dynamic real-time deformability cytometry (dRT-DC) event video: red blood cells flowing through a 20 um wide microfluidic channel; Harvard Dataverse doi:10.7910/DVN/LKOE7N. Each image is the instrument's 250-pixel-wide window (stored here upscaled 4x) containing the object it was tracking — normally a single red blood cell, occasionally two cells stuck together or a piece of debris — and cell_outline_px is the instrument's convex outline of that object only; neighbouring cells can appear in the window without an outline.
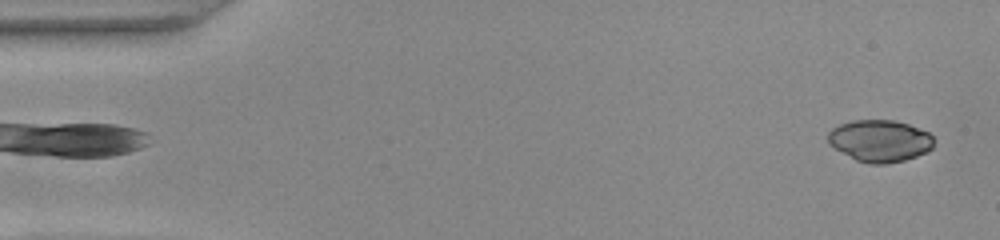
{"species": "common noctule bat (a hibernating species)", "species_latin": "Nyctalus noctula", "temperature_condition": "warm", "stored_images_in_passage": 52, "camera_frame_rate_fps": 3000, "um_per_image_px": 0.085, "animal": {"sex": "female", "body_mass_g": 22.0, "forearm_length_mm": 56.7}, "frame": {"image": 1, "passage_image": 2, "time_ms": 0.333, "image_size_px": [1000, 240], "cell_outline_px": [[932, 148], [916, 156], [904, 160], [888, 164], [868, 164], [856, 160], [836, 148], [828, 140], [828, 132], [832, 128], [840, 124], [852, 120], [892, 120], [908, 124], [928, 132], [932, 136]], "centroid_in_image_um": [74.78, 11.97], "position_along_channel_um": 10.2, "area_um2": 25.55}}
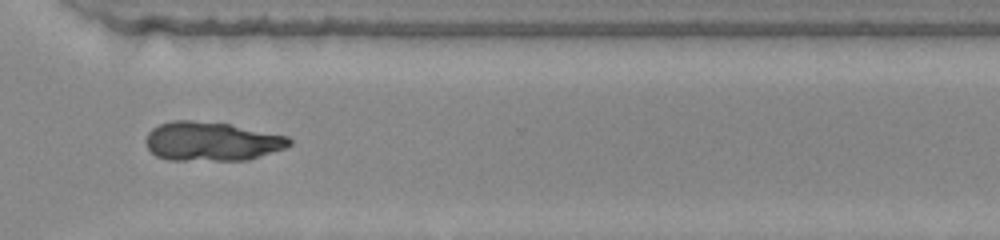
{"frame": {"image": 2, "passage_image": 38, "time_ms": 12.333, "image_size_px": [1000, 240], "cell_outline_px": [[292, 144], [284, 148], [248, 160], [168, 160], [156, 156], [148, 148], [144, 140], [148, 132], [152, 128], [160, 124], [172, 120], [192, 120], [228, 124], [288, 136], [292, 140]], "centroid_in_image_um": [17.96, 12.02], "position_along_channel_um": 352.6, "area_um2": 32.66}}
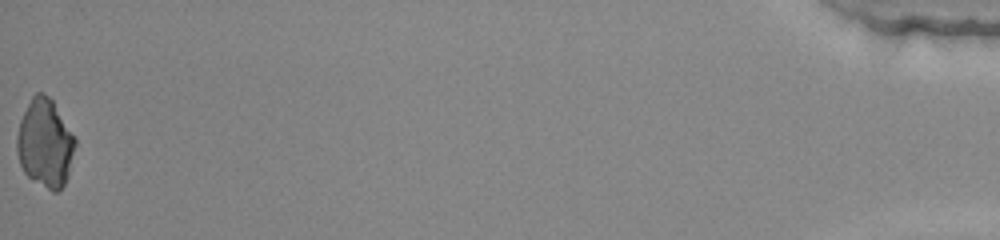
{"frame": {"image": 3, "passage_image": 52, "time_ms": 17.0, "image_size_px": [1000, 240], "cell_outline_px": [[76, 144], [68, 176], [64, 184], [56, 192], [52, 192], [32, 180], [24, 172], [20, 164], [16, 152], [16, 136], [20, 120], [32, 96], [36, 92], [44, 92], [52, 100], [76, 140]], "centroid_in_image_um": [3.81, 12.19], "position_along_channel_um": 431.4, "area_um2": 29.88}}